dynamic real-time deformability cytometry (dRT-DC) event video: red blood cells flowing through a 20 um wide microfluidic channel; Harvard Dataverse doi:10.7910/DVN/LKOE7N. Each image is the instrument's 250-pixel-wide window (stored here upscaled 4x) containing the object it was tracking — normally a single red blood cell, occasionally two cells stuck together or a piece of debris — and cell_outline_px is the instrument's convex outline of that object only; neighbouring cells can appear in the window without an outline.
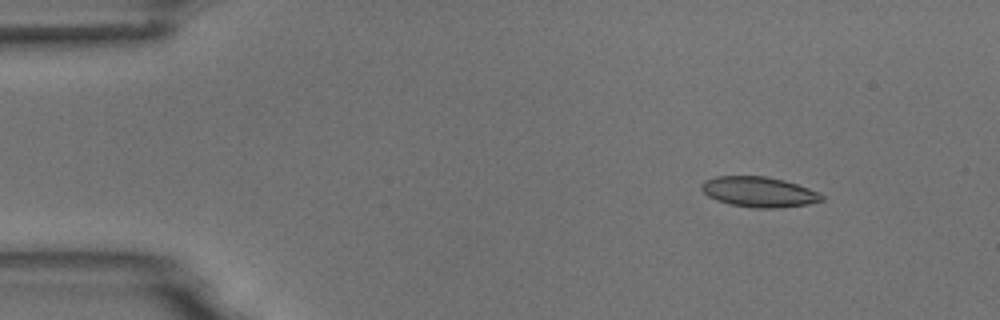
{"species": "common noctule bat (a hibernating species)", "species_latin": "Nyctalus noctula", "temperature_condition": "room temperature", "stored_images_in_passage": 5, "camera_frame_rate_fps": 3000, "um_per_image_px": 0.085, "animal": {"sex": "male", "body_mass_g": 18.8}, "frame": {"image": 1, "passage_image": 2, "time_ms": 1.0, "image_size_px": [1000, 320], "cell_outline_px": [[824, 200], [808, 204], [776, 208], [752, 208], [732, 204], [716, 200], [708, 196], [700, 188], [700, 184], [704, 180], [716, 176], [764, 176], [784, 180], [808, 188], [824, 196]], "centroid_in_image_um": [64.48, 16.31], "position_along_channel_um": 20.5, "area_um2": 21.15}}